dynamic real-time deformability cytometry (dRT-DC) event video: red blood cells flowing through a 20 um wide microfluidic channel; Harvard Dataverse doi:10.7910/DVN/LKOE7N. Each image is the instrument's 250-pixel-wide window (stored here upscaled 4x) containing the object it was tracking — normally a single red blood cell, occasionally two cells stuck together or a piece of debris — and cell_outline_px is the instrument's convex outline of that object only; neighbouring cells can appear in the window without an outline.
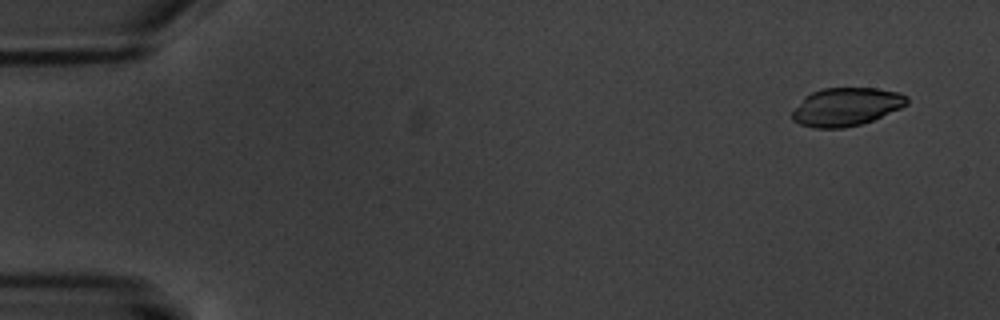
{"species": "common noctule bat (a hibernating species)", "species_latin": "Nyctalus noctula", "temperature_condition": "warm", "stored_images_in_passage": 4, "camera_frame_rate_fps": 3000, "um_per_image_px": 0.085, "animal": {"sex": "male", "body_mass_g": 20.1, "forearm_length_mm": 53.5}, "frame": {"image": 1, "passage_image": 1, "time_ms": 0.0, "image_size_px": [1000, 320], "cell_outline_px": [[908, 104], [900, 108], [872, 120], [860, 124], [844, 128], [812, 128], [800, 124], [792, 120], [792, 112], [804, 96], [820, 88], [876, 88], [900, 92], [908, 96]], "centroid_in_image_um": [71.92, 9.07], "position_along_channel_um": 13.1, "area_um2": 25.61}}
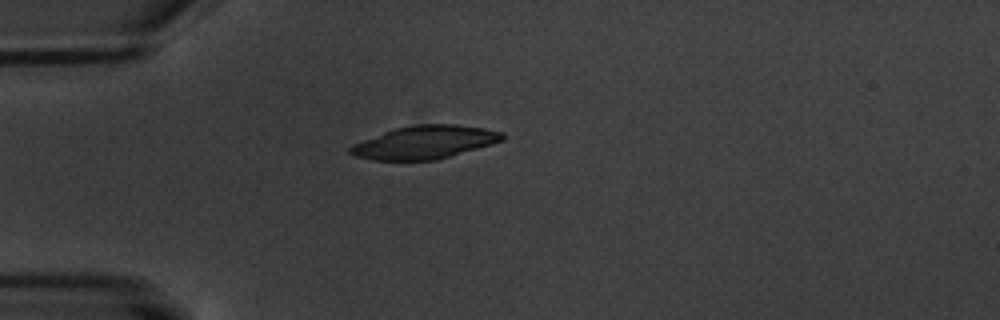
{"frame": {"image": 2, "passage_image": 4, "time_ms": 4.333, "image_size_px": [1000, 320], "cell_outline_px": [[504, 140], [492, 144], [436, 160], [372, 160], [356, 156], [348, 152], [348, 148], [352, 144], [384, 132], [396, 128], [416, 124], [456, 124], [484, 128], [500, 132], [504, 136]], "centroid_in_image_um": [36.08, 12.09], "position_along_channel_um": 48.9, "area_um2": 29.13}}